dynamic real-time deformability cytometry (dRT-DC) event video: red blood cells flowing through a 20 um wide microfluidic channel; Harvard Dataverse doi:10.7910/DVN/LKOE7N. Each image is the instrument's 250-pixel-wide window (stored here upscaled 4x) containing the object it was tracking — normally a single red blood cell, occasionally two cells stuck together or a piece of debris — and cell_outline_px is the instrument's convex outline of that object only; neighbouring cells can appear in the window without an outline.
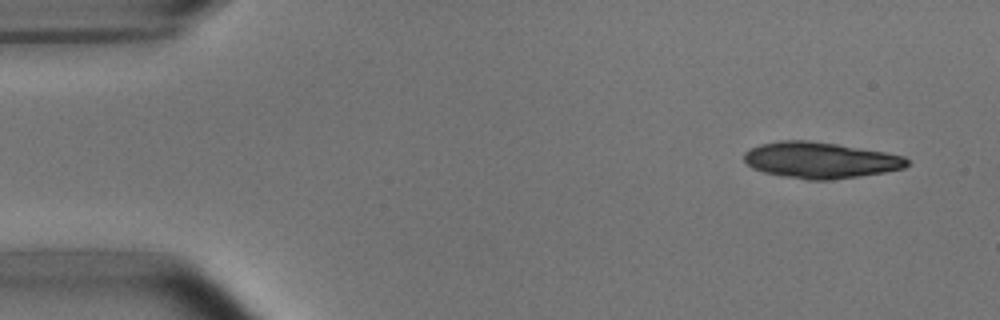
{"species": "common noctule bat (a hibernating species)", "species_latin": "Nyctalus noctula", "temperature_condition": "room temperature", "stored_images_in_passage": 4, "camera_frame_rate_fps": 3000, "um_per_image_px": 0.085, "animal": {"sex": "male", "body_mass_g": 15.6}, "frame": {"image": 1, "passage_image": 1, "time_ms": 0.0, "image_size_px": [1000, 320], "cell_outline_px": [[908, 164], [904, 168], [884, 172], [832, 180], [808, 180], [784, 176], [764, 172], [752, 168], [744, 160], [744, 152], [760, 144], [780, 140], [808, 140], [836, 144], [884, 152], [904, 156], [908, 160]], "centroid_in_image_um": [69.71, 13.61], "position_along_channel_um": 15.3, "area_um2": 34.1}}